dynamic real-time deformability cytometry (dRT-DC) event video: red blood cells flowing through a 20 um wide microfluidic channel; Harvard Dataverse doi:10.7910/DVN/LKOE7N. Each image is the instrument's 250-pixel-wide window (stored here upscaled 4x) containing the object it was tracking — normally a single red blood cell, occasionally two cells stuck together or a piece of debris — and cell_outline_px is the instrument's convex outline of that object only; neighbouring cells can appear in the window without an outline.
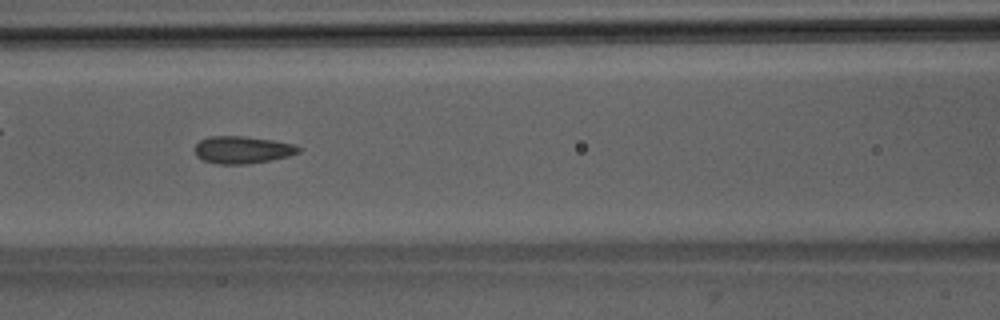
{"species": "Egyptian fruit bat (a non-hibernating species)", "species_latin": "Rousettus aegyptiacus", "temperature_condition": "room temperature", "stored_images_in_passage": 52, "camera_frame_rate_fps": 3000, "um_per_image_px": 0.085, "animal": {"sex": "male"}, "frame": {"image": 1, "passage_image": 23, "time_ms": 7.333, "image_size_px": [1000, 320], "cell_outline_px": [[300, 152], [288, 156], [272, 160], [248, 164], [216, 164], [204, 160], [196, 156], [196, 144], [200, 140], [208, 136], [244, 136], [272, 140], [296, 144], [300, 148]], "centroid_in_image_um": [20.62, 12.73], "position_along_channel_um": 146.0, "area_um2": 16.59}}
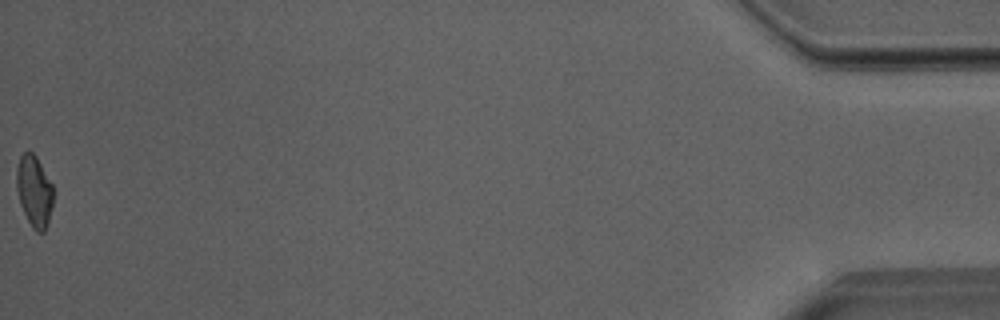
{"frame": {"image": 2, "passage_image": 52, "time_ms": 17.0, "image_size_px": [1000, 320], "cell_outline_px": [[52, 204], [48, 224], [44, 232], [36, 232], [32, 228], [20, 204], [16, 188], [16, 168], [20, 156], [24, 152], [32, 152], [36, 156], [52, 184]], "centroid_in_image_um": [2.89, 16.25], "position_along_channel_um": 432.3, "area_um2": 15.2}, "authors_computed_cell_mechanics": {"area_um2": 16.4441, "velocity_mm_per_s": 3.9998, "shape_relaxation_time_tau1_ms": 8.9639, "shape_relaxation_time_tau2_ms": 1.2665, "deformation_change_tau1": 0.1786, "deformation_change_tau2": 0.0937}}